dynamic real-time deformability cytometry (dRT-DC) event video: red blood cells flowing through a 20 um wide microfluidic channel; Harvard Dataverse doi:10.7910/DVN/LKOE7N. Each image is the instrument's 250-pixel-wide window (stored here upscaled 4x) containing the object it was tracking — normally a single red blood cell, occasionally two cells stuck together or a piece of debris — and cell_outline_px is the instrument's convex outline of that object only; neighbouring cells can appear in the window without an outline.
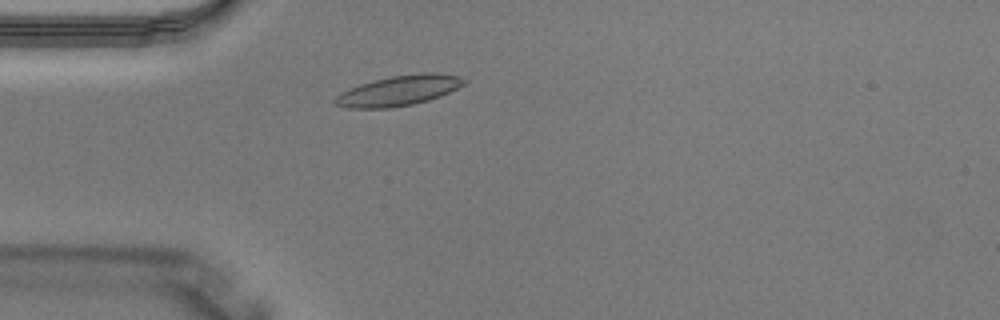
{"species": "Egyptian fruit bat (a non-hibernating species)", "species_latin": "Rousettus aegyptiacus", "temperature_condition": "warm", "stored_images_in_passage": 1, "camera_frame_rate_fps": 3000, "um_per_image_px": 0.085, "animal": {"sex": "male"}, "frame": {"image": 1, "passage_image": 1, "time_ms": 0.0, "image_size_px": [1000, 320], "cell_outline_px": [[468, 80], [464, 84], [440, 96], [428, 100], [412, 104], [388, 108], [348, 108], [332, 104], [332, 100], [340, 92], [360, 84], [372, 80], [392, 76], [424, 72], [432, 72], [460, 76]], "centroid_in_image_um": [33.86, 7.7], "position_along_channel_um": 51.1, "area_um2": 22.72}}